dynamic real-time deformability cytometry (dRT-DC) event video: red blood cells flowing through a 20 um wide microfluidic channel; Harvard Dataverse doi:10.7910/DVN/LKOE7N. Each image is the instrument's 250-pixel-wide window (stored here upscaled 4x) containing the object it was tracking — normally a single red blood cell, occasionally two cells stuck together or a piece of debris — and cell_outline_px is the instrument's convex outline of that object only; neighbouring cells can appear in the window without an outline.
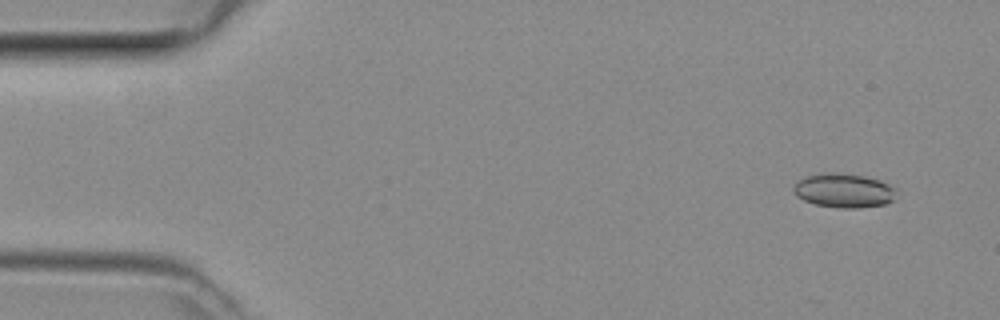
{"species": "common noctule bat (a hibernating species)", "species_latin": "Nyctalus noctula", "temperature_condition": "room temperature", "stored_images_in_passage": 8, "camera_frame_rate_fps": 3000, "um_per_image_px": 0.085, "animal": {"sex": "female", "body_mass_g": 29.2, "forearm_length_mm": 56.3}, "frame": {"image": 1, "passage_image": 3, "time_ms": 0.667, "image_size_px": [1000, 320], "cell_outline_px": [[896, 188], [892, 200], [884, 204], [856, 208], [840, 208], [816, 204], [804, 200], [796, 196], [792, 188], [800, 180], [808, 176], [860, 176], [880, 180]], "centroid_in_image_um": [71.75, 16.26], "position_along_channel_um": 13.2, "area_um2": 19.19}}